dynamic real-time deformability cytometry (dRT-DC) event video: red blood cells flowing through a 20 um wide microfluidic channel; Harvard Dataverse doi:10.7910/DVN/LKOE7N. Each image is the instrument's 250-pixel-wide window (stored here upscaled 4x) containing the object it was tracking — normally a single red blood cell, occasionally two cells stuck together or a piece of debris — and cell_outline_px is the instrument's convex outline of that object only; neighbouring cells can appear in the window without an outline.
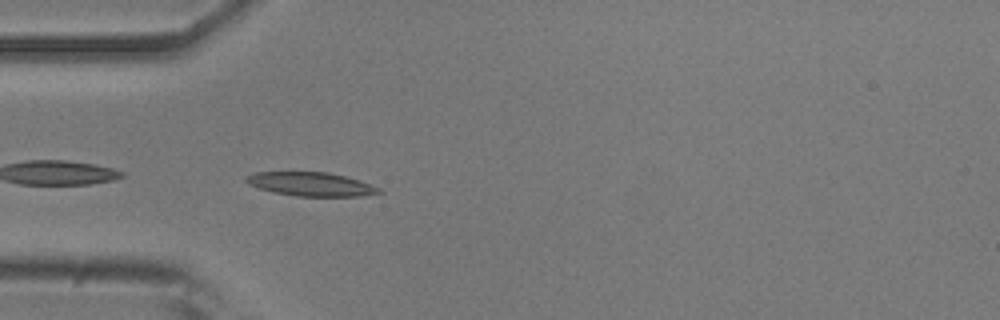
{"species": "common noctule bat (a hibernating species)", "species_latin": "Nyctalus noctula", "temperature_condition": "room temperature", "stored_images_in_passage": 27, "camera_frame_rate_fps": 3000, "um_per_image_px": 0.085, "animal": {"sex": "male", "body_mass_g": 20.5, "forearm_length_mm": 52.5}, "frame": {"image": 1, "passage_image": 2, "time_ms": 0.333, "image_size_px": [1000, 320], "cell_outline_px": [[384, 192], [360, 196], [296, 196], [272, 192], [248, 184], [244, 180], [244, 176], [256, 172], [328, 172], [360, 180], [380, 188]], "centroid_in_image_um": [26.41, 15.65], "position_along_channel_um": 58.6, "area_um2": 18.44}}
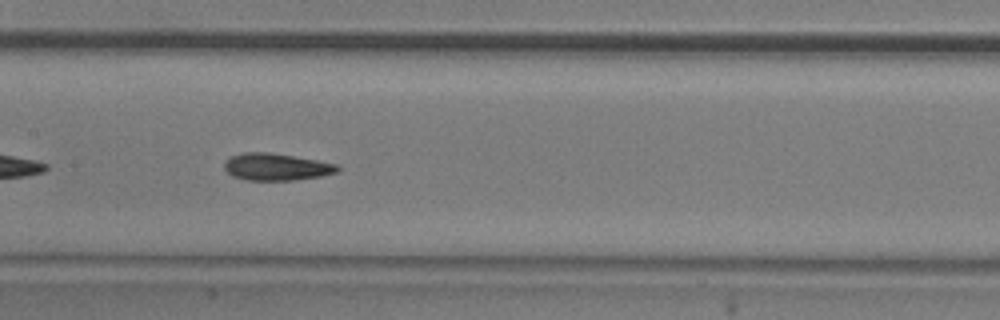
{"frame": {"image": 2, "passage_image": 12, "time_ms": 3.667, "image_size_px": [1000, 320], "cell_outline_px": [[340, 172], [320, 176], [292, 180], [248, 180], [232, 176], [224, 168], [224, 160], [232, 156], [244, 152], [268, 152], [316, 160], [336, 164], [340, 168]], "centroid_in_image_um": [23.47, 14.18], "position_along_channel_um": 183.9, "area_um2": 17.74}}
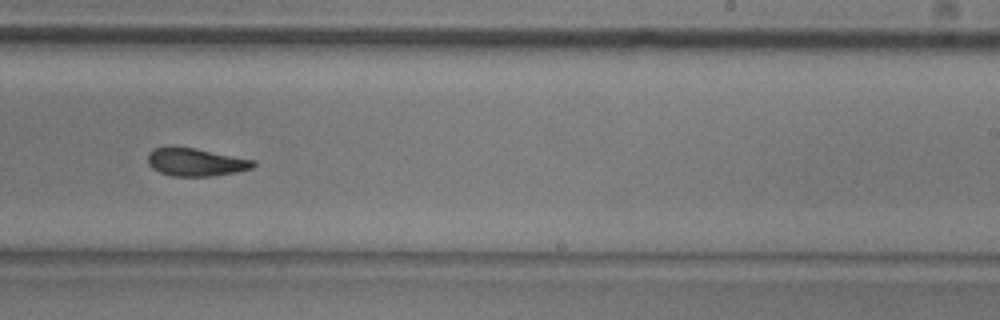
{"frame": {"image": 3, "passage_image": 19, "time_ms": 6.0, "image_size_px": [1000, 320], "cell_outline_px": [[256, 164], [252, 168], [236, 172], [212, 176], [172, 176], [160, 172], [152, 168], [148, 164], [148, 152], [152, 148], [168, 144], [172, 144], [196, 148], [256, 160]], "centroid_in_image_um": [16.59, 13.74], "position_along_channel_um": 272.4, "area_um2": 17.74}}